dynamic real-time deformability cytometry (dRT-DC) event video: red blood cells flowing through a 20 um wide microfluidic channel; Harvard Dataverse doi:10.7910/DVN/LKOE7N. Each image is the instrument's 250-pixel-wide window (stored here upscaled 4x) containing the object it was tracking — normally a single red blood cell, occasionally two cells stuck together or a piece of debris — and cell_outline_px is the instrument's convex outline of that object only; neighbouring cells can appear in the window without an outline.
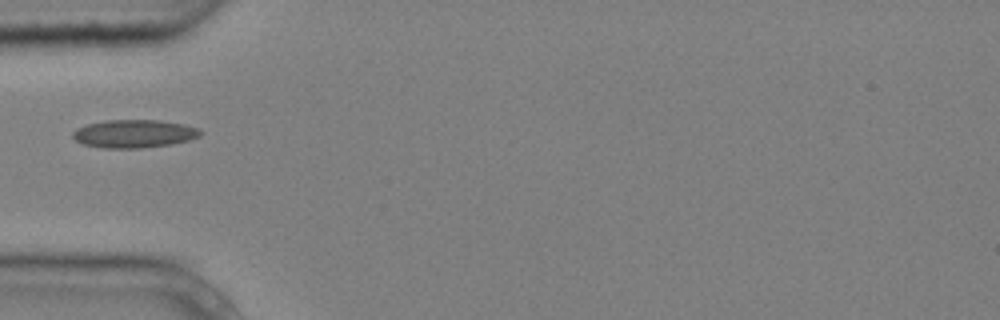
{"species": "common noctule bat (a hibernating species)", "species_latin": "Nyctalus noctula", "temperature_condition": "cold", "stored_images_in_passage": 1, "camera_frame_rate_fps": 3000, "um_per_image_px": 0.085, "animal": {"sex": "male", "body_mass_g": 20.4}, "frame": {"image": 1, "passage_image": 1, "time_ms": 0.0, "image_size_px": [1000, 320], "cell_outline_px": [[204, 132], [200, 136], [188, 140], [172, 144], [140, 148], [100, 148], [84, 144], [76, 140], [72, 136], [72, 132], [76, 128], [88, 124], [108, 120], [160, 120], [184, 124], [200, 128]], "centroid_in_image_um": [11.43, 11.36], "position_along_channel_um": 73.6, "area_um2": 20.98}}